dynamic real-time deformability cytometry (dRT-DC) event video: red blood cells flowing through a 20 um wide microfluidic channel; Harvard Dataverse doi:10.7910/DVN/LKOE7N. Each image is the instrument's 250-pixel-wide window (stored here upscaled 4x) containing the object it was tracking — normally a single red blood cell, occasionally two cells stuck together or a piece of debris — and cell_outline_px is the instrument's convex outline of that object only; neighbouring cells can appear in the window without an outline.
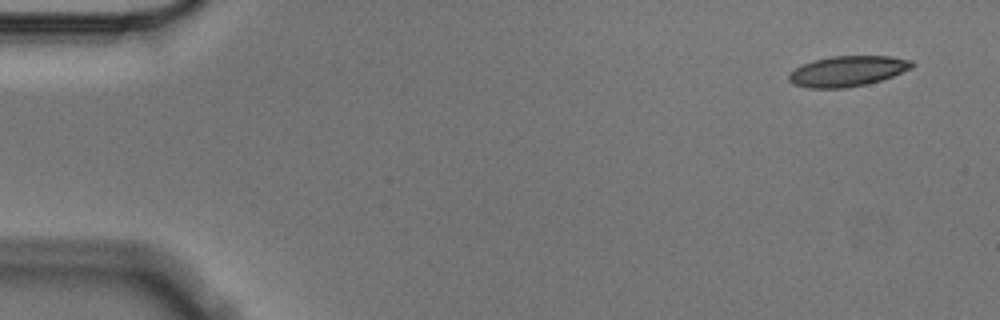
{"species": "Egyptian fruit bat (a non-hibernating species)", "species_latin": "Rousettus aegyptiacus", "temperature_condition": "cold", "stored_images_in_passage": 3, "camera_frame_rate_fps": 3000, "um_per_image_px": 0.085, "animal": {"sex": "male"}, "frame": {"image": 1, "passage_image": 1, "time_ms": 0.0, "image_size_px": [1000, 320], "cell_outline_px": [[916, 64], [912, 68], [892, 76], [880, 80], [864, 84], [844, 88], [808, 88], [792, 84], [788, 80], [788, 72], [804, 64], [816, 60], [832, 56], [892, 56], [912, 60]], "centroid_in_image_um": [72.04, 6.04], "position_along_channel_um": 13.0, "area_um2": 21.79}}